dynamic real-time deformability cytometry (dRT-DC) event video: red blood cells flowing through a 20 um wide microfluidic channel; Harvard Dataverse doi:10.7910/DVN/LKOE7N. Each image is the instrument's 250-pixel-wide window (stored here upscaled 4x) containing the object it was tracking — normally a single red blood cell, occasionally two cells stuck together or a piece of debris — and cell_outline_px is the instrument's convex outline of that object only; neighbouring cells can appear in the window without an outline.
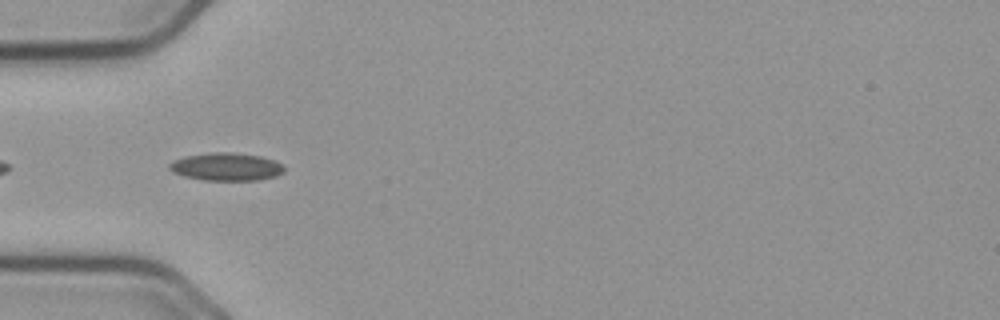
{"species": "common noctule bat (a hibernating species)", "species_latin": "Nyctalus noctula", "temperature_condition": "cold", "stored_images_in_passage": 6, "camera_frame_rate_fps": 3000, "um_per_image_px": 0.085, "animal": {"sex": "male", "body_mass_g": 23.1, "forearm_length_mm": 52.7}, "frame": {"image": 1, "passage_image": 3, "time_ms": 0.667, "image_size_px": [1000, 320], "cell_outline_px": [[284, 172], [276, 176], [256, 180], [204, 180], [184, 176], [172, 172], [168, 168], [168, 164], [172, 160], [184, 156], [212, 152], [232, 152], [260, 156], [284, 164]], "centroid_in_image_um": [19.2, 14.17], "position_along_channel_um": 65.8, "area_um2": 18.73}}